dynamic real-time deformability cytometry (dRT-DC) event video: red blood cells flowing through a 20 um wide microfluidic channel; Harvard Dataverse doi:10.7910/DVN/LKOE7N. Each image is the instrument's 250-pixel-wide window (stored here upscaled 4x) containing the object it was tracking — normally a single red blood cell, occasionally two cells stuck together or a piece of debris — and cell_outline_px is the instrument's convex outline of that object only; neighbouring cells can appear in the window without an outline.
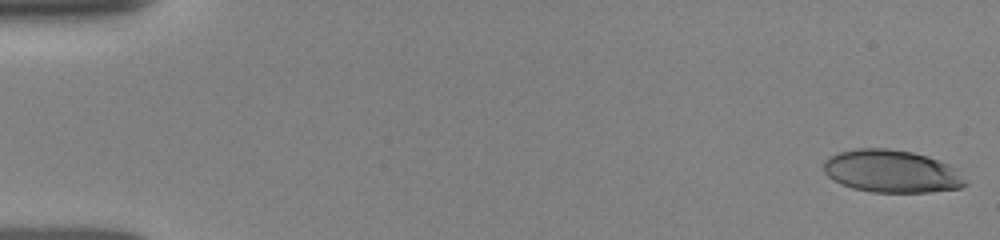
{"species": "human", "species_latin": "Homo sapiens", "temperature_condition": "room temperature", "stored_images_in_passage": 11, "camera_frame_rate_fps": 3000, "um_per_image_px": 0.085, "donor": {"sex": "female"}, "frame": {"image": 1, "passage_image": 1, "time_ms": 0.0, "image_size_px": [1000, 240], "cell_outline_px": [[968, 184], [960, 188], [928, 192], [872, 192], [852, 188], [840, 184], [832, 180], [824, 172], [824, 160], [828, 156], [840, 152], [856, 148], [888, 148], [912, 152], [928, 156], [948, 164]], "centroid_in_image_um": [75.72, 14.56], "position_along_channel_um": 9.3, "area_um2": 35.08}}
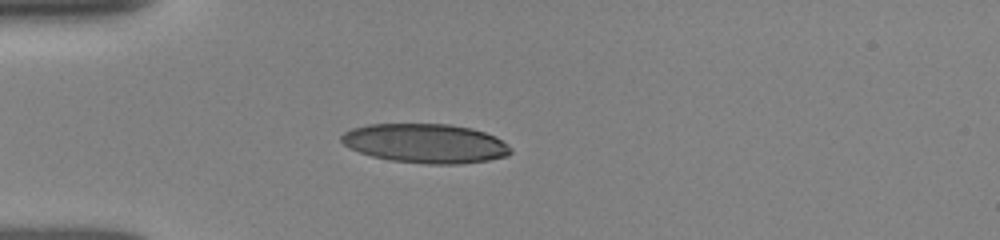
{"frame": {"image": 2, "passage_image": 7, "time_ms": 2.0, "image_size_px": [1000, 240], "cell_outline_px": [[512, 152], [508, 156], [488, 160], [460, 164], [428, 164], [392, 160], [372, 156], [348, 148], [340, 140], [340, 136], [344, 132], [352, 128], [368, 124], [448, 124], [472, 128], [496, 136], [512, 148]], "centroid_in_image_um": [36.17, 12.18], "position_along_channel_um": 48.8, "area_um2": 38.84}}
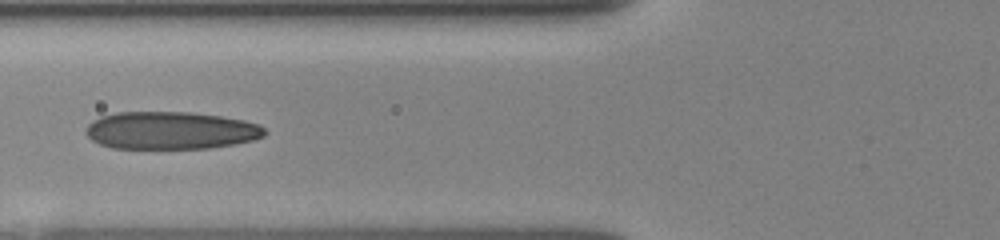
{"frame": {"image": 3, "passage_image": 10, "time_ms": 3.0, "image_size_px": [1000, 240], "cell_outline_px": [[264, 136], [252, 140], [236, 144], [212, 148], [112, 148], [100, 144], [92, 140], [84, 132], [88, 124], [92, 120], [100, 116], [116, 112], [188, 112], [220, 116], [244, 120], [260, 124], [264, 128]], "centroid_in_image_um": [14.49, 11.09], "position_along_channel_um": 111.3, "area_um2": 39.3}}